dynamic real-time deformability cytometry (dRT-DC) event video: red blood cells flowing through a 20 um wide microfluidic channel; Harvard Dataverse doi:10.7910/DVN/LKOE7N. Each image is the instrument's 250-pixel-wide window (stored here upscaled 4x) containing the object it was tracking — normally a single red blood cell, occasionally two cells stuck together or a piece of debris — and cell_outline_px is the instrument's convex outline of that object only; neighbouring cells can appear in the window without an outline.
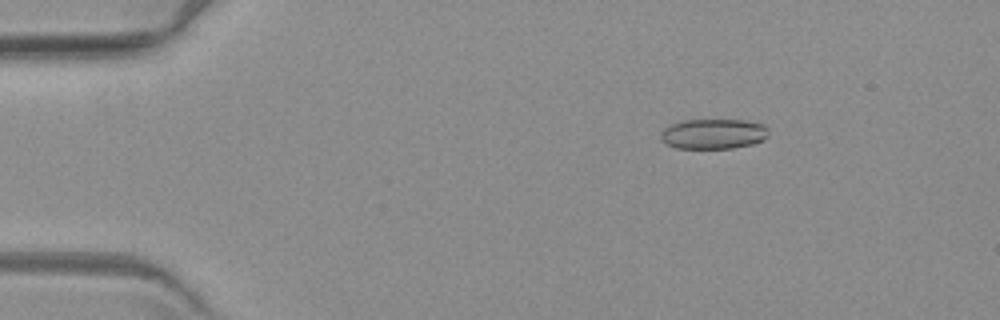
{"species": "common noctule bat (a hibernating species)", "species_latin": "Nyctalus noctula", "temperature_condition": "warm", "stored_images_in_passage": 10, "camera_frame_rate_fps": 3000, "um_per_image_px": 0.085, "animal": {"sex": "female", "body_mass_g": 19.3, "forearm_length_mm": 54.1}, "frame": {"image": 1, "passage_image": 2, "time_ms": 1.333, "image_size_px": [1000, 320], "cell_outline_px": [[768, 136], [764, 140], [752, 144], [732, 148], [676, 148], [660, 140], [660, 132], [664, 128], [672, 124], [684, 120], [744, 120], [764, 124], [768, 128]], "centroid_in_image_um": [60.65, 11.38], "position_along_channel_um": 24.3, "area_um2": 19.02}}
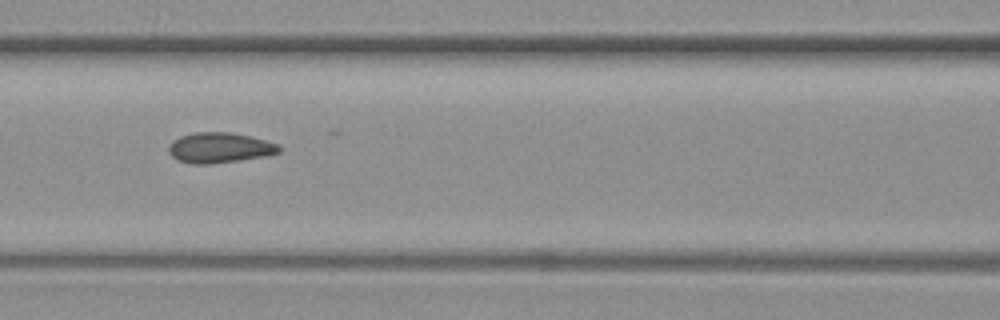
{"frame": {"image": 2, "passage_image": 7, "time_ms": 7.0, "image_size_px": [1000, 320], "cell_outline_px": [[280, 152], [268, 156], [212, 164], [192, 164], [176, 160], [168, 152], [168, 148], [172, 140], [180, 136], [196, 132], [228, 132], [252, 136], [280, 144]], "centroid_in_image_um": [18.68, 12.56], "position_along_channel_um": 147.9, "area_um2": 19.83}}
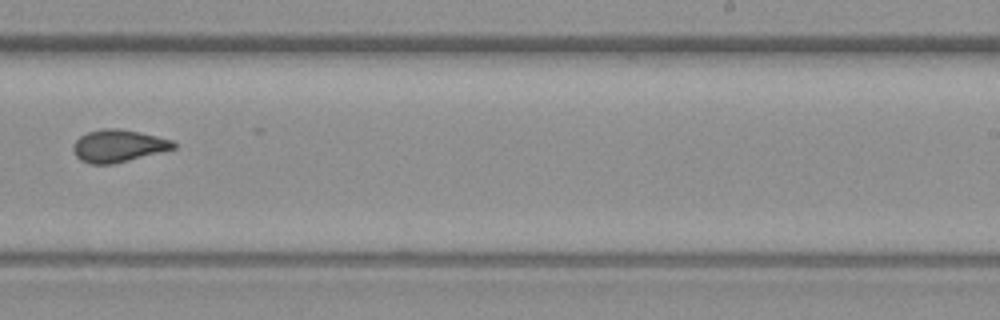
{"frame": {"image": 3, "passage_image": 10, "time_ms": 10.667, "image_size_px": [1000, 320], "cell_outline_px": [[176, 148], [112, 164], [88, 164], [80, 160], [76, 156], [72, 148], [76, 140], [80, 136], [88, 132], [100, 128], [120, 128], [140, 132], [172, 140], [176, 144]], "centroid_in_image_um": [10.03, 12.39], "position_along_channel_um": 279.0, "area_um2": 18.9}}